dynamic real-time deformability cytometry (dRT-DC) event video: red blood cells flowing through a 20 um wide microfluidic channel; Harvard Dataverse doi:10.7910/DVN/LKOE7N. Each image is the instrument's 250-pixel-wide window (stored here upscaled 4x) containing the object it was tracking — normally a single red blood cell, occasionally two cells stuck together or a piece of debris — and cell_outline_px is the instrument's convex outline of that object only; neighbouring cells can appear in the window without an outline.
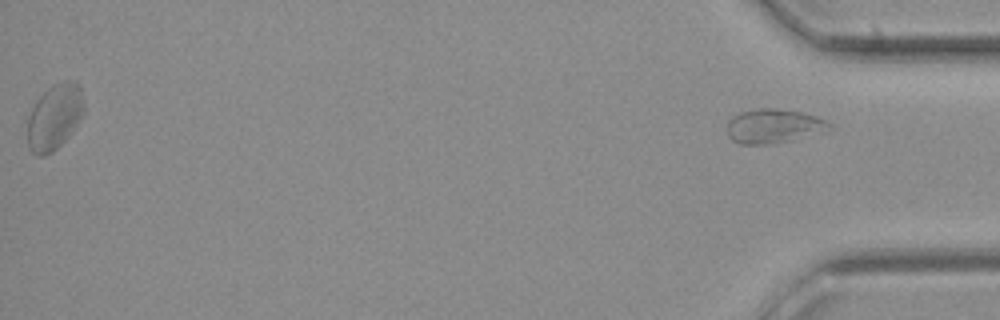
{"species": "common noctule bat (a hibernating species)", "species_latin": "Nyctalus noctula", "temperature_condition": "cold", "stored_images_in_passage": 33, "segment_of_instrument_passage": [2, 2], "camera_frame_rate_fps": 3000, "um_per_image_px": 0.085, "animal": {"sex": "female", "body_mass_g": 21.9}, "frame": {"image": 1, "passage_image": 33, "time_ms": 10.667, "image_size_px": [1000, 320], "cell_outline_px": [[832, 128], [824, 132], [788, 140], [768, 144], [736, 144], [728, 136], [728, 120], [732, 116], [740, 112], [760, 108], [768, 108], [800, 112], [816, 116], [828, 120], [832, 124]], "centroid_in_image_um": [65.75, 10.72], "position_along_channel_um": 369.4, "area_um2": 20.29}}